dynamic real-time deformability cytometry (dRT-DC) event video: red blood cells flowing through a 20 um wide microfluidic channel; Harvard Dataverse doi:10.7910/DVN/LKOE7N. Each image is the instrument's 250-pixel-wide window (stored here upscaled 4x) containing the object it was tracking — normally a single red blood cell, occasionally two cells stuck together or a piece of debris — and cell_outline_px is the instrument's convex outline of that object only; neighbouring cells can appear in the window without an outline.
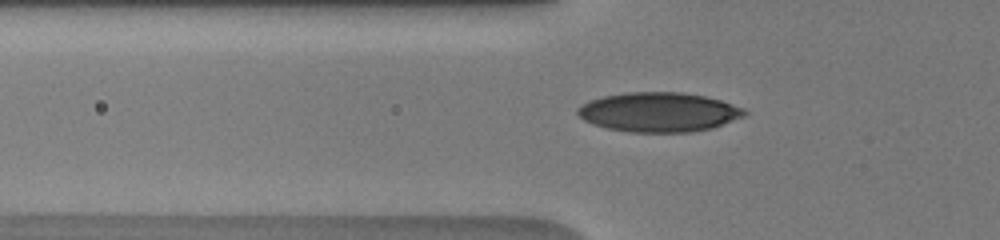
{"species": "human", "species_latin": "Homo sapiens", "temperature_condition": "warm", "stored_images_in_passage": 39, "camera_frame_rate_fps": 3000, "um_per_image_px": 0.085, "donor": {"sex": "male"}, "frame": {"image": 1, "passage_image": 7, "time_ms": 2.0, "image_size_px": [1000, 240], "cell_outline_px": [[748, 112], [744, 116], [712, 128], [692, 132], [632, 132], [608, 128], [592, 124], [584, 120], [576, 112], [576, 108], [588, 100], [604, 96], [628, 92], [680, 92], [704, 96], [720, 100], [744, 108]], "centroid_in_image_um": [55.98, 9.53], "position_along_channel_um": 69.8, "area_um2": 38.32}}
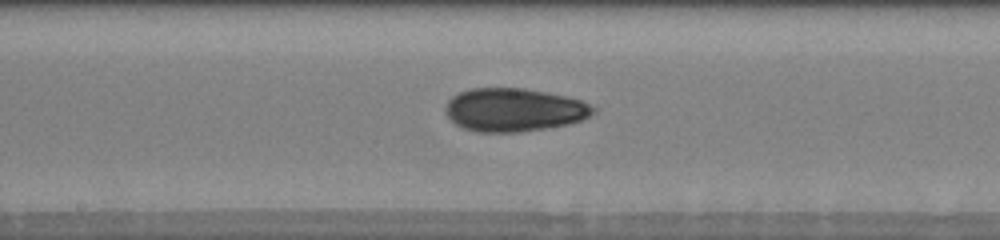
{"frame": {"image": 2, "passage_image": 17, "time_ms": 5.333, "image_size_px": [1000, 240], "cell_outline_px": [[596, 112], [580, 120], [568, 124], [548, 128], [520, 132], [476, 132], [464, 128], [456, 124], [448, 116], [444, 108], [448, 100], [452, 96], [468, 88], [524, 88], [564, 96], [580, 100], [596, 108]], "centroid_in_image_um": [43.66, 9.34], "position_along_channel_um": 204.5, "area_um2": 37.17}}
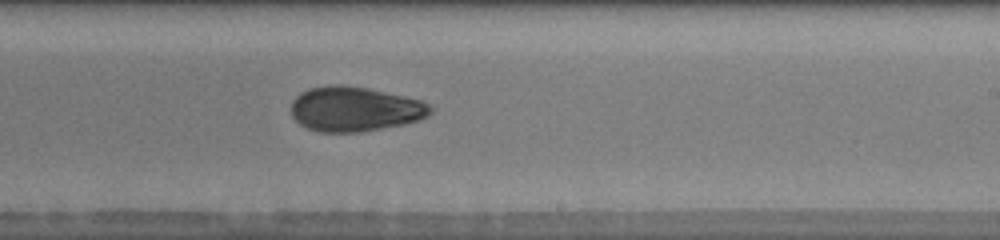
{"frame": {"image": 3, "passage_image": 21, "time_ms": 6.667, "image_size_px": [1000, 240], "cell_outline_px": [[436, 108], [428, 116], [420, 120], [404, 124], [360, 132], [320, 132], [308, 128], [300, 124], [292, 116], [292, 100], [300, 92], [308, 88], [332, 84], [340, 84], [368, 88], [404, 96], [420, 100]], "centroid_in_image_um": [30.17, 9.26], "position_along_channel_um": 258.8, "area_um2": 36.53}}